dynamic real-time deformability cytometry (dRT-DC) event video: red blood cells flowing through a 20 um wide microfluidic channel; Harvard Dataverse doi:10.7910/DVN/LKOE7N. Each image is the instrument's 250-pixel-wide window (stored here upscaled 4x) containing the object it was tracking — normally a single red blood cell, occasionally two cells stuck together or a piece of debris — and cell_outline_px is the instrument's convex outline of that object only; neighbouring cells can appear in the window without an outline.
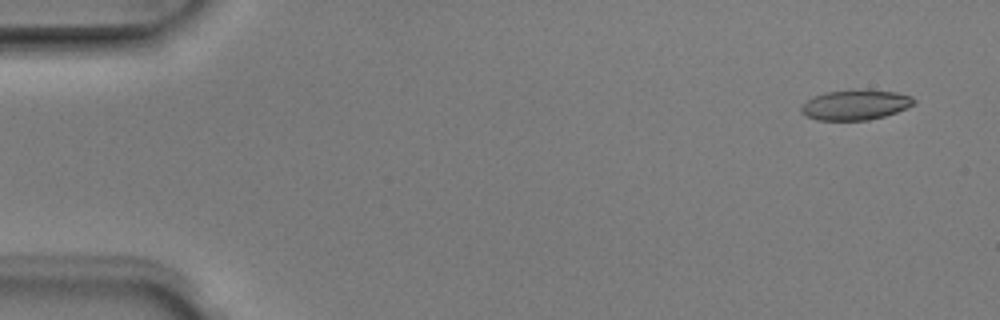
{"species": "Egyptian fruit bat (a non-hibernating species)", "species_latin": "Rousettus aegyptiacus", "temperature_condition": "room temperature", "stored_images_in_passage": 4, "camera_frame_rate_fps": 3000, "um_per_image_px": 0.085, "animal": {"sex": "male"}, "frame": {"image": 1, "passage_image": 1, "time_ms": 0.0, "image_size_px": [1000, 320], "cell_outline_px": [[916, 104], [896, 112], [884, 116], [868, 120], [816, 120], [800, 112], [800, 108], [812, 96], [824, 92], [868, 88], [896, 92], [912, 96], [916, 100]], "centroid_in_image_um": [72.74, 8.89], "position_along_channel_um": 12.3, "area_um2": 20.11}}